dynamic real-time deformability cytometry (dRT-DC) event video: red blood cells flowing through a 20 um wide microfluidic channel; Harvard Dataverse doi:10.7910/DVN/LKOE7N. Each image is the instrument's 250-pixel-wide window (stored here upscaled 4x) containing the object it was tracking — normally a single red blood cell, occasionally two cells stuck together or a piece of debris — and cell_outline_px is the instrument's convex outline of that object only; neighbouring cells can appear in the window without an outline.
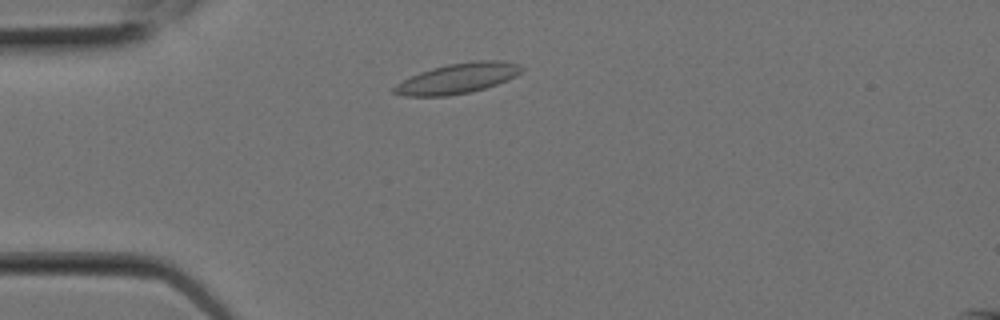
{"species": "Egyptian fruit bat (a non-hibernating species)", "species_latin": "Rousettus aegyptiacus", "temperature_condition": "room temperature", "stored_images_in_passage": 5, "camera_frame_rate_fps": 3000, "um_per_image_px": 0.085, "animal": {"sex": "female"}, "frame": {"image": 1, "passage_image": 3, "time_ms": 0.667, "image_size_px": [1000, 320], "cell_outline_px": [[524, 68], [516, 76], [508, 80], [472, 92], [448, 96], [404, 96], [392, 92], [392, 88], [396, 84], [420, 72], [432, 68], [448, 64], [480, 60], [500, 60], [520, 64]], "centroid_in_image_um": [38.91, 6.66], "position_along_channel_um": 46.1, "area_um2": 22.43}}
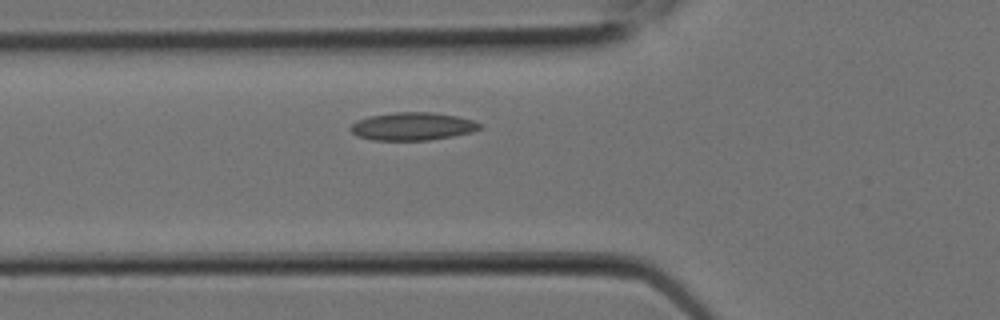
{"frame": {"image": 2, "passage_image": 5, "time_ms": 1.333, "image_size_px": [1000, 320], "cell_outline_px": [[484, 124], [480, 128], [472, 132], [452, 136], [428, 140], [372, 140], [356, 136], [348, 128], [356, 120], [368, 116], [396, 112], [432, 112], [456, 116], [472, 120]], "centroid_in_image_um": [35.04, 10.74], "position_along_channel_um": 90.8, "area_um2": 21.1}}